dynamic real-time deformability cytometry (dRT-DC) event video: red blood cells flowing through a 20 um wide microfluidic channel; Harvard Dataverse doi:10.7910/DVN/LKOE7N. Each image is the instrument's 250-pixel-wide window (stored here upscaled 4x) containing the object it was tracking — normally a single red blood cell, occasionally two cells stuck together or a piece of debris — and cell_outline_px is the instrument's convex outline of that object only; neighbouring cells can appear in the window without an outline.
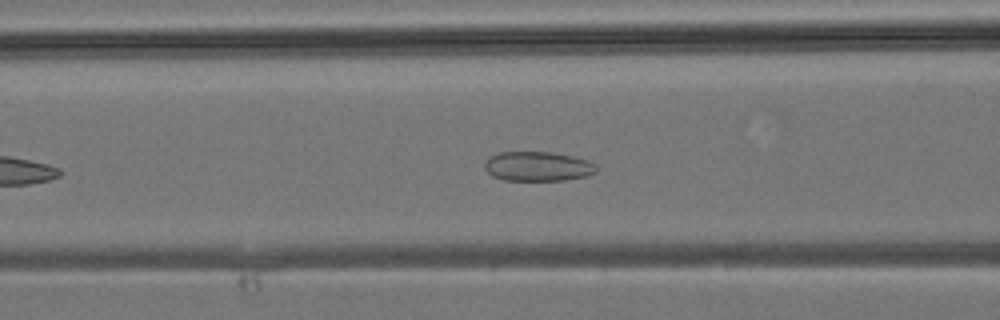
{"species": "common noctule bat (a hibernating species)", "species_latin": "Nyctalus noctula", "temperature_condition": "room temperature", "stored_images_in_passage": 28, "camera_frame_rate_fps": 3000, "um_per_image_px": 0.085, "animal": {"sex": "male", "body_mass_g": 19.2, "forearm_length_mm": 51.8}, "frame": {"image": 1, "passage_image": 8, "time_ms": 2.333, "image_size_px": [1000, 320], "cell_outline_px": [[596, 172], [588, 176], [564, 180], [504, 180], [492, 176], [484, 168], [484, 160], [496, 152], [552, 152], [572, 156], [588, 160], [596, 164]], "centroid_in_image_um": [45.69, 14.13], "position_along_channel_um": 120.9, "area_um2": 19.42}}
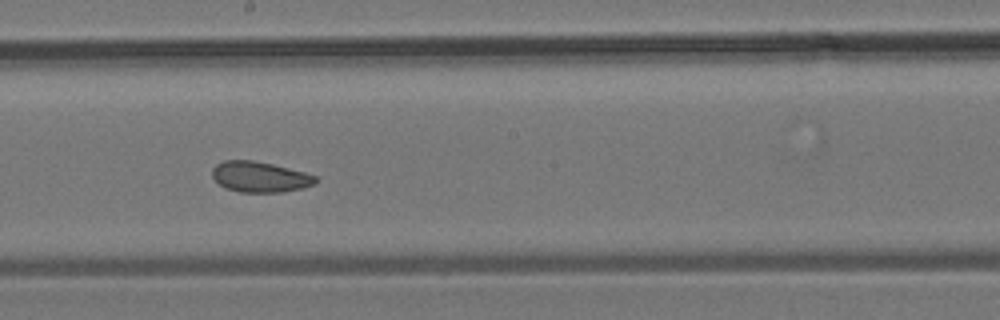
{"frame": {"image": 2, "passage_image": 14, "time_ms": 4.333, "image_size_px": [1000, 320], "cell_outline_px": [[320, 180], [316, 184], [300, 188], [280, 192], [240, 192], [224, 188], [212, 176], [212, 168], [216, 164], [224, 160], [252, 160], [272, 164], [304, 172], [316, 176]], "centroid_in_image_um": [22.09, 15.03], "position_along_channel_um": 226.1, "area_um2": 18.44}}
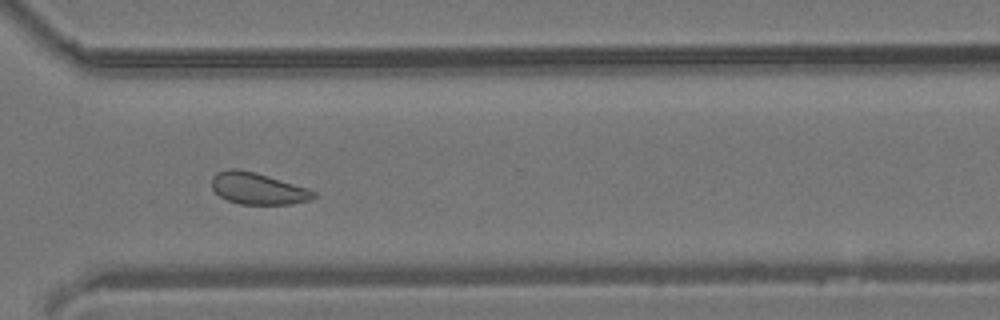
{"frame": {"image": 3, "passage_image": 21, "time_ms": 6.667, "image_size_px": [1000, 320], "cell_outline_px": [[316, 196], [308, 200], [292, 204], [240, 204], [228, 200], [220, 196], [212, 188], [212, 176], [216, 172], [228, 168], [240, 168], [256, 172], [308, 188], [316, 192]], "centroid_in_image_um": [21.89, 16.0], "position_along_channel_um": 348.7, "area_um2": 18.9}}